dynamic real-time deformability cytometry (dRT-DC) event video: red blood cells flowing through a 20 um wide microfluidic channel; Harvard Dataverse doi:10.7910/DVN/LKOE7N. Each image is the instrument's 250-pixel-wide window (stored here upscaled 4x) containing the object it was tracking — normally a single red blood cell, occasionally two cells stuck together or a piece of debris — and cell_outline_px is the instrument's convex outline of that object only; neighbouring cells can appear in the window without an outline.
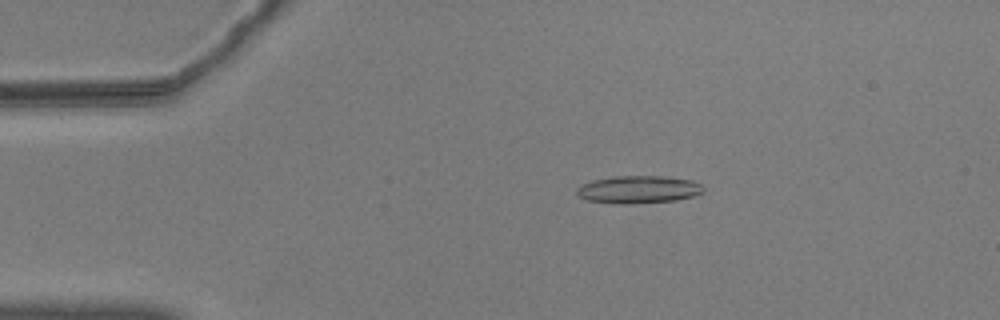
{"species": "common noctule bat (a hibernating species)", "species_latin": "Nyctalus noctula", "temperature_condition": "warm", "stored_images_in_passage": 46, "camera_frame_rate_fps": 3000, "um_per_image_px": 0.085, "animal": {"sex": "male", "body_mass_g": 20.5, "forearm_length_mm": 52.5}, "frame": {"image": 1, "passage_image": 1, "time_ms": 0.0, "image_size_px": [1000, 320], "cell_outline_px": [[704, 192], [692, 196], [676, 200], [628, 204], [612, 204], [588, 200], [576, 196], [576, 188], [580, 184], [592, 180], [612, 176], [664, 176], [692, 180], [700, 184], [704, 188]], "centroid_in_image_um": [54.21, 16.11], "position_along_channel_um": 30.8, "area_um2": 20.63}}
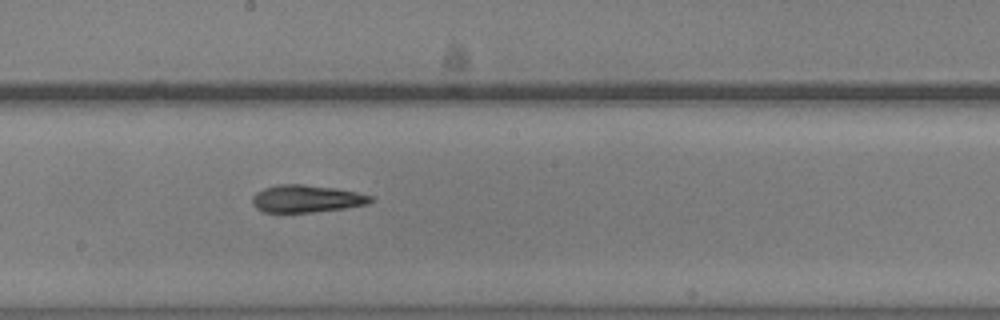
{"frame": {"image": 2, "passage_image": 21, "time_ms": 6.667, "image_size_px": [1000, 320], "cell_outline_px": [[372, 200], [368, 204], [344, 208], [312, 212], [264, 212], [256, 208], [252, 204], [252, 196], [256, 192], [264, 188], [276, 184], [304, 184], [336, 188], [356, 192], [372, 196]], "centroid_in_image_um": [26.02, 16.88], "position_along_channel_um": 222.2, "area_um2": 18.9}}
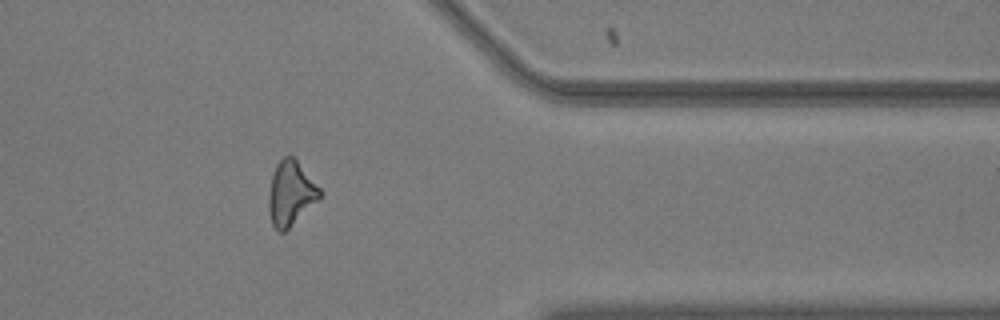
{"frame": {"image": 3, "passage_image": 36, "time_ms": 11.667, "image_size_px": [1000, 320], "cell_outline_px": [[324, 192], [284, 232], [280, 232], [272, 224], [268, 208], [268, 196], [272, 176], [276, 164], [284, 156], [292, 156], [296, 160]], "centroid_in_image_um": [24.69, 16.41], "position_along_channel_um": 386.7, "area_um2": 18.67}, "authors_computed_cell_mechanics": {"area_um2": 18.9873, "velocity_mm_per_s": 3.5981, "shape_relaxation_time_tau1_ms": null, "shape_relaxation_time_tau2_ms": 10.1791, "deformation_change_tau1": null, "deformation_change_tau2": 0.2514}}